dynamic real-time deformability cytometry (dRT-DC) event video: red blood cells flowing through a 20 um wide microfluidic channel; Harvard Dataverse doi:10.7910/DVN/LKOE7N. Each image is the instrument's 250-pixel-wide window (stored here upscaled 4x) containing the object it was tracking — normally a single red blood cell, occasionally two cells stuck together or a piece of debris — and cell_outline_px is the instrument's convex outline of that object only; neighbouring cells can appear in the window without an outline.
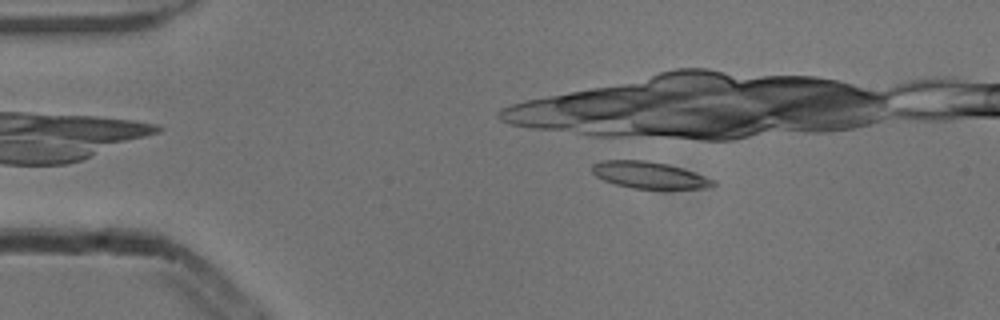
{"species": "common noctule bat (a hibernating species)", "species_latin": "Nyctalus noctula", "temperature_condition": "cold", "stored_images_in_passage": 9, "camera_frame_rate_fps": 3000, "um_per_image_px": 0.085, "animal": {"sex": "male", "body_mass_g": 13.3}, "frame": {"image": 1, "passage_image": 9, "time_ms": 2.667, "image_size_px": [1000, 320], "cell_outline_px": [[716, 184], [712, 188], [632, 188], [616, 184], [604, 180], [596, 176], [592, 172], [592, 164], [604, 160], [644, 160], [668, 164], [716, 180]], "centroid_in_image_um": [55.18, 14.88], "position_along_channel_um": 29.8, "area_um2": 18.61}}